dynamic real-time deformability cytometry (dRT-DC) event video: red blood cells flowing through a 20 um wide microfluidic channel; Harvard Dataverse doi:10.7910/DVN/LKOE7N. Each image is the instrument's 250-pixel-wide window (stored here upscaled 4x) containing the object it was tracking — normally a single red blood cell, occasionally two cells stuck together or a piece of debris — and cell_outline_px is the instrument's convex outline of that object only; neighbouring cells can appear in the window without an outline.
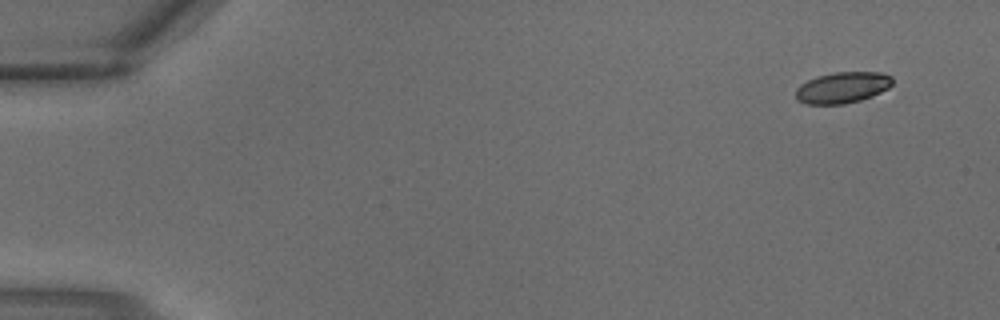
{"species": "common noctule bat (a hibernating species)", "species_latin": "Nyctalus noctula", "temperature_condition": "warm", "stored_images_in_passage": 3, "camera_frame_rate_fps": 3000, "um_per_image_px": 0.085, "animal": {"sex": "male", "body_mass_g": 18.8}, "frame": {"image": 1, "passage_image": 1, "time_ms": 0.0, "image_size_px": [1000, 320], "cell_outline_px": [[892, 84], [888, 88], [872, 96], [860, 100], [844, 104], [804, 104], [796, 100], [796, 88], [800, 84], [816, 76], [836, 72], [880, 72], [892, 76]], "centroid_in_image_um": [71.58, 7.44], "position_along_channel_um": 13.4, "area_um2": 17.63}}